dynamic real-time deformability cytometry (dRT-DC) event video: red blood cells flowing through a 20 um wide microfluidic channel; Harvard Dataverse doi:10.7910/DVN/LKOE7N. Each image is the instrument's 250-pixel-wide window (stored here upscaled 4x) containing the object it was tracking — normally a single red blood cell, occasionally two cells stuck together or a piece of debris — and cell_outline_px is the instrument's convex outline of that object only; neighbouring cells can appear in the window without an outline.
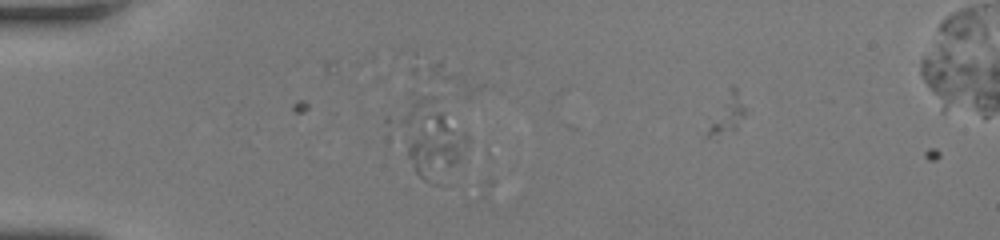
{"species": "human", "species_latin": "Homo sapiens", "temperature_condition": "room temperature", "stored_images_in_passage": 35, "camera_frame_rate_fps": 3000, "um_per_image_px": 0.085, "donor": {"sex": "female"}, "frame": {"image": 1, "passage_image": 12, "time_ms": 3.667, "image_size_px": [1000, 240], "cell_outline_px": [[468, 144], [460, 160], [440, 184], [432, 184], [424, 180], [416, 172], [408, 156], [400, 120], [400, 116], [412, 100], [420, 96], [436, 96], [468, 136]], "centroid_in_image_um": [36.75, 11.78], "position_along_channel_um": 48.3, "area_um2": 29.48}}